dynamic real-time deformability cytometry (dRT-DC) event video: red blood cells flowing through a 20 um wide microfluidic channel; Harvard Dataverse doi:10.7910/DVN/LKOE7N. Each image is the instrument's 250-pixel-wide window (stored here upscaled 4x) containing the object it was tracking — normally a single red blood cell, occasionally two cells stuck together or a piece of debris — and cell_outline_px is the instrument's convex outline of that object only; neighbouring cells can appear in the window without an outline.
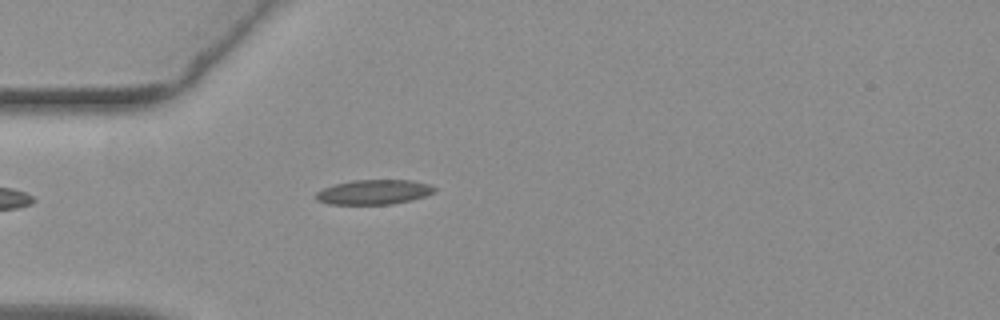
{"species": "common noctule bat (a hibernating species)", "species_latin": "Nyctalus noctula", "temperature_condition": "warm", "stored_images_in_passage": 36, "camera_frame_rate_fps": 3000, "um_per_image_px": 0.085, "animal": {"sex": "female", "body_mass_g": 19.3, "forearm_length_mm": 54.1}, "frame": {"image": 1, "passage_image": 1, "time_ms": 0.0, "image_size_px": [1000, 320], "cell_outline_px": [[436, 192], [424, 196], [392, 204], [328, 204], [316, 200], [316, 192], [324, 188], [336, 184], [352, 180], [412, 180], [428, 184], [436, 188]], "centroid_in_image_um": [31.77, 16.32], "position_along_channel_um": 53.2, "area_um2": 16.94}}
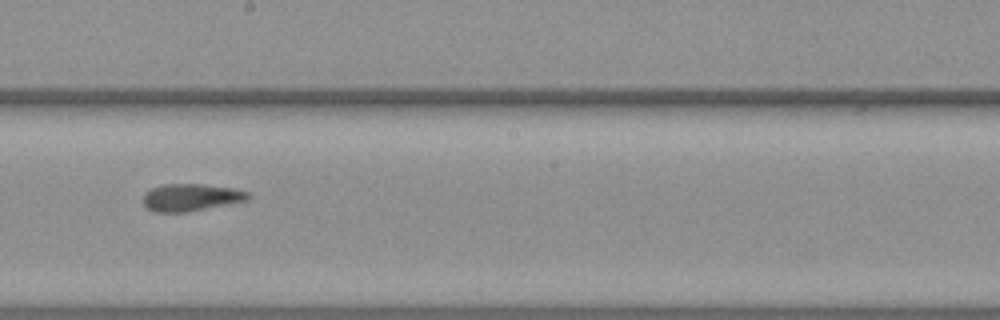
{"frame": {"image": 2, "passage_image": 16, "time_ms": 5.0, "image_size_px": [1000, 320], "cell_outline_px": [[248, 200], [184, 212], [156, 212], [148, 208], [144, 204], [144, 196], [152, 188], [164, 184], [204, 184], [232, 188], [248, 192]], "centroid_in_image_um": [16.22, 16.77], "position_along_channel_um": 232.0, "area_um2": 16.24}}
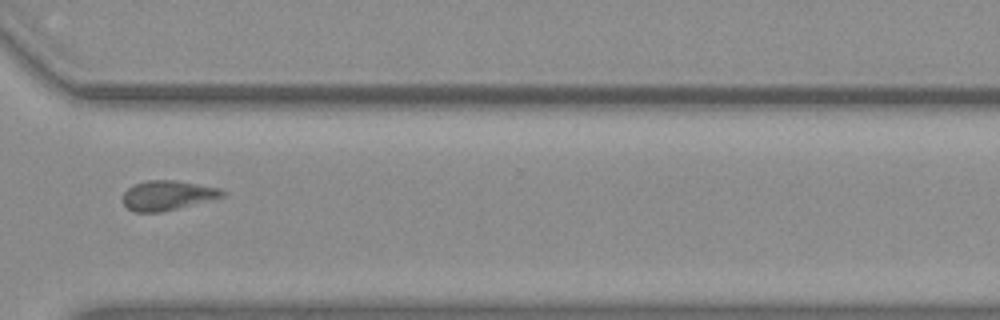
{"frame": {"image": 3, "passage_image": 26, "time_ms": 8.333, "image_size_px": [1000, 320], "cell_outline_px": [[228, 192], [224, 196], [160, 212], [136, 212], [128, 208], [124, 204], [124, 192], [128, 188], [136, 184], [148, 180], [176, 180], [220, 188]], "centroid_in_image_um": [14.26, 16.59], "position_along_channel_um": 356.3, "area_um2": 16.88}, "authors_computed_cell_mechanics": {"area_um2": 16.9932, "velocity_mm_per_s": 3.7368, "shape_relaxation_time_tau1_ms": null, "shape_relaxation_time_tau2_ms": 1.5923, "deformation_change_tau1": null, "deformation_change_tau2": 0.0694}}